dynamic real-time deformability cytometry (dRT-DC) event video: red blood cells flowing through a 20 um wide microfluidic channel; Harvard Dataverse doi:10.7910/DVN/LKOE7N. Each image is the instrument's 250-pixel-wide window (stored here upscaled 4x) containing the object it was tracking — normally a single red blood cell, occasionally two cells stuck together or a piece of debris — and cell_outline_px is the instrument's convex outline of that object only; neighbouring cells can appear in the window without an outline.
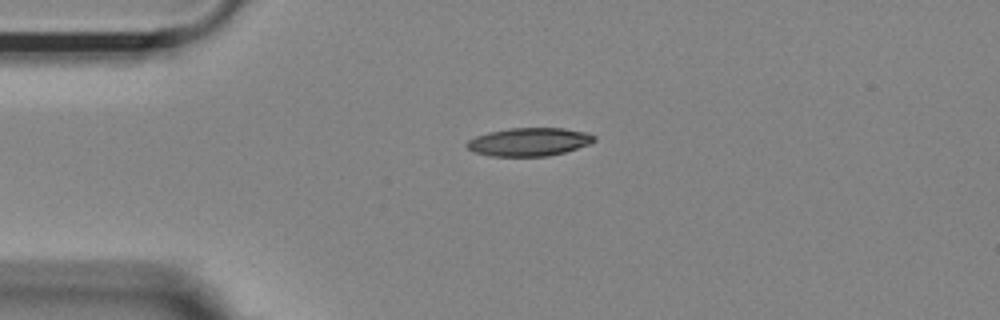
{"species": "Egyptian fruit bat (a non-hibernating species)", "species_latin": "Rousettus aegyptiacus", "temperature_condition": "room temperature", "stored_images_in_passage": 38, "camera_frame_rate_fps": 3000, "um_per_image_px": 0.085, "animal": {"sex": "female"}, "frame": {"image": 1, "passage_image": 1, "time_ms": 0.0, "image_size_px": [1000, 320], "cell_outline_px": [[596, 140], [588, 144], [564, 152], [548, 156], [488, 156], [476, 152], [468, 148], [464, 144], [468, 140], [476, 136], [488, 132], [508, 128], [564, 128], [588, 132], [596, 136]], "centroid_in_image_um": [44.97, 12.05], "position_along_channel_um": 40.0, "area_um2": 20.98}}
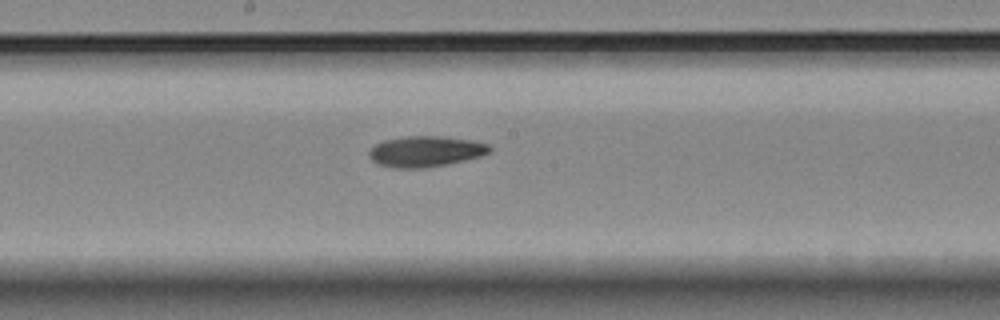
{"frame": {"image": 2, "passage_image": 17, "time_ms": 5.333, "image_size_px": [1000, 320], "cell_outline_px": [[492, 152], [480, 156], [448, 164], [424, 168], [392, 168], [380, 164], [372, 160], [368, 156], [368, 152], [376, 144], [384, 140], [404, 136], [444, 136], [472, 140], [488, 144], [492, 148]], "centroid_in_image_um": [36.19, 12.86], "position_along_channel_um": 212.0, "area_um2": 21.73}}
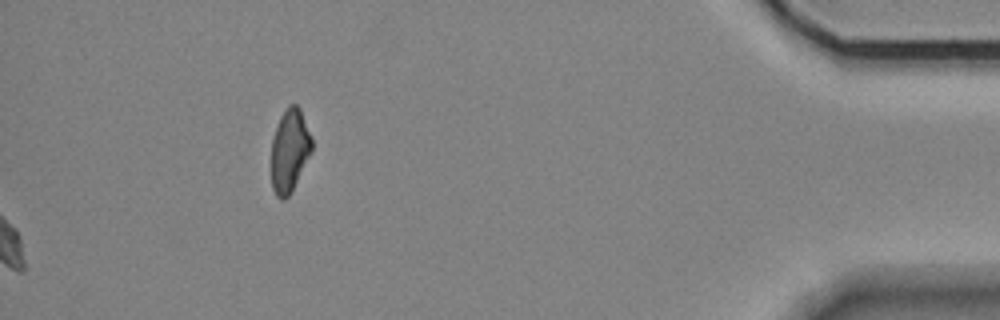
{"frame": {"image": 3, "passage_image": 38, "time_ms": 12.333, "image_size_px": [1000, 320], "cell_outline_px": [[312, 152], [292, 192], [284, 200], [280, 200], [276, 196], [272, 188], [272, 140], [280, 116], [288, 104], [296, 104], [300, 108], [312, 136]], "centroid_in_image_um": [24.64, 12.81], "position_along_channel_um": 410.6, "area_um2": 19.83}, "authors_computed_cell_mechanics": {"area_um2": 21.0681, "velocity_mm_per_s": 3.6523, "shape_relaxation_time_tau1_ms": null, "shape_relaxation_time_tau2_ms": 11.3528, "deformation_change_tau1": null, "deformation_change_tau2": 0.2072}}